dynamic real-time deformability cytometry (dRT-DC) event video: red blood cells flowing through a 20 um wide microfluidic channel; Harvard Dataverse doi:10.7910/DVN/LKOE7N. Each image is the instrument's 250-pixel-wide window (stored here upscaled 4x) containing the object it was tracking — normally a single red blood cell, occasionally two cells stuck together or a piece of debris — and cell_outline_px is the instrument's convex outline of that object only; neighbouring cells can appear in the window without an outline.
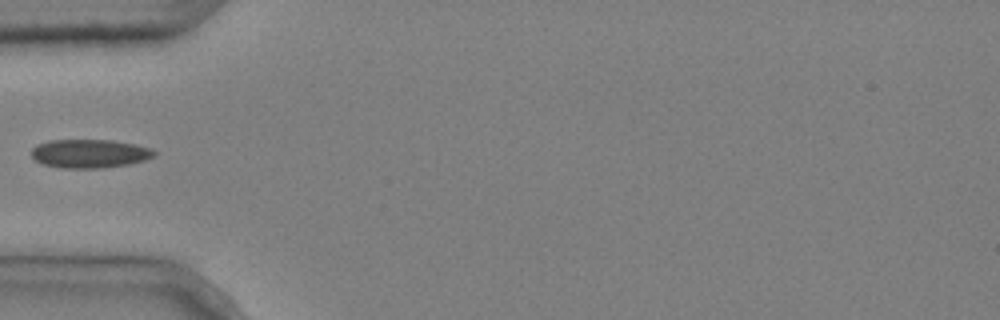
{"species": "common noctule bat (a hibernating species)", "species_latin": "Nyctalus noctula", "temperature_condition": "cold", "stored_images_in_passage": 5, "camera_frame_rate_fps": 3000, "um_per_image_px": 0.085, "animal": {"sex": "male", "body_mass_g": 20.4}, "frame": {"image": 1, "passage_image": 4, "time_ms": 1.0, "image_size_px": [1000, 320], "cell_outline_px": [[156, 156], [144, 160], [128, 164], [104, 168], [60, 168], [44, 164], [36, 160], [32, 156], [32, 148], [36, 144], [48, 140], [112, 140], [152, 148], [156, 152]], "centroid_in_image_um": [7.62, 13.05], "position_along_channel_um": 77.4, "area_um2": 20.52}}